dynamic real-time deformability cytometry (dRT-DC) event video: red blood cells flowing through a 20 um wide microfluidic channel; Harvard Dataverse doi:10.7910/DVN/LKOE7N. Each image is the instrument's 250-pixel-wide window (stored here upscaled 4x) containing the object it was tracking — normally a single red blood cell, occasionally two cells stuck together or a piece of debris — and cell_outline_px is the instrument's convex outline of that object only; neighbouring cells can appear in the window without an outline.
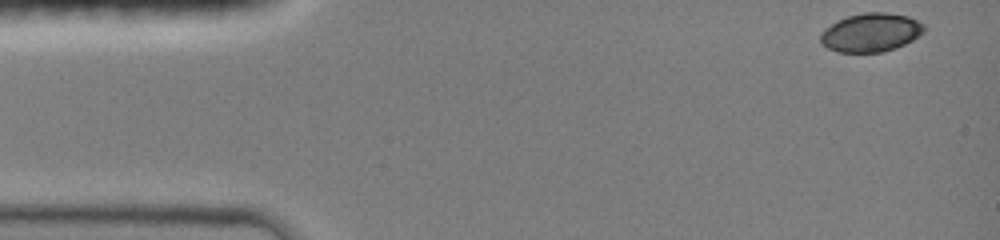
{"species": "common noctule bat (a hibernating species)", "species_latin": "Nyctalus noctula", "temperature_condition": "room temperature", "stored_images_in_passage": 21, "camera_frame_rate_fps": 3000, "um_per_image_px": 0.085, "animal": {"sex": "female", "body_mass_g": 19.0, "forearm_length_mm": 51.5}, "frame": {"image": 1, "passage_image": 1, "time_ms": 0.0, "image_size_px": [1000, 240], "cell_outline_px": [[924, 32], [912, 40], [896, 48], [884, 52], [836, 52], [820, 44], [820, 32], [824, 28], [848, 16], [864, 12], [888, 12], [908, 16], [924, 24]], "centroid_in_image_um": [74.01, 2.77], "position_along_channel_um": 11.0, "area_um2": 23.41}}
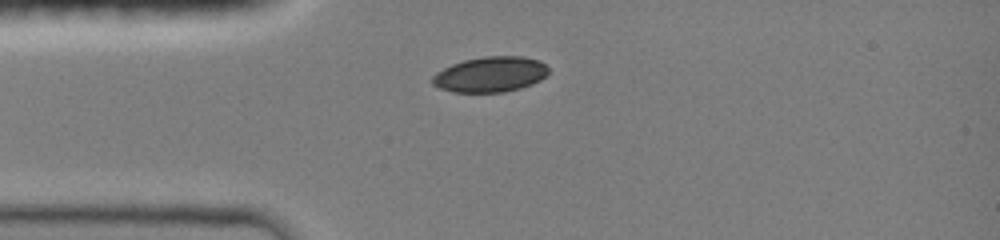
{"frame": {"image": 2, "passage_image": 13, "time_ms": 3.0, "image_size_px": [1000, 240], "cell_outline_px": [[548, 72], [540, 80], [532, 84], [520, 88], [504, 92], [452, 92], [440, 88], [432, 84], [432, 76], [436, 72], [452, 64], [464, 60], [484, 56], [520, 56], [540, 60], [548, 68]], "centroid_in_image_um": [41.66, 6.32], "position_along_channel_um": 43.3, "area_um2": 23.93}}
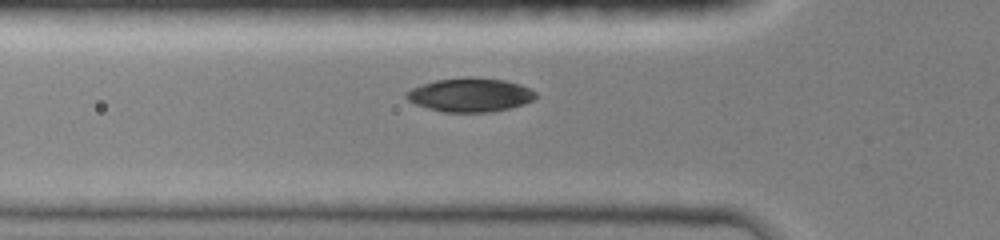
{"frame": {"image": 3, "passage_image": 18, "time_ms": 4.333, "image_size_px": [1000, 240], "cell_outline_px": [[536, 96], [532, 100], [524, 104], [492, 112], [444, 112], [428, 108], [416, 104], [408, 100], [404, 96], [404, 92], [412, 88], [436, 80], [468, 76], [504, 80], [520, 84], [536, 92]], "centroid_in_image_um": [39.95, 8.06], "position_along_channel_um": 85.9, "area_um2": 25.43}}